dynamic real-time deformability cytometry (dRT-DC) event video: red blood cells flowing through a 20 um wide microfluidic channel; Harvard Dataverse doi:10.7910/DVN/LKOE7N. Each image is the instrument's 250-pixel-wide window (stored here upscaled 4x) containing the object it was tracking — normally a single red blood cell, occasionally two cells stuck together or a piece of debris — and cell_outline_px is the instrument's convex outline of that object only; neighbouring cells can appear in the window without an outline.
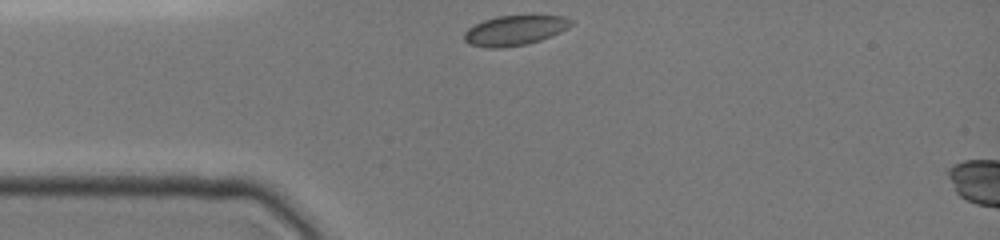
{"species": "common noctule bat (a hibernating species)", "species_latin": "Nyctalus noctula", "temperature_condition": "cold", "stored_images_in_passage": 5, "camera_frame_rate_fps": 3000, "um_per_image_px": 0.085, "animal": {"sex": "female", "body_mass_g": 19.0, "forearm_length_mm": 51.5}, "frame": {"image": 1, "passage_image": 1, "time_ms": 0.0, "image_size_px": [1000, 240], "cell_outline_px": [[572, 24], [568, 28], [560, 32], [540, 40], [524, 44], [500, 48], [488, 48], [468, 44], [464, 40], [464, 32], [468, 28], [484, 20], [496, 16], [564, 16], [572, 20]], "centroid_in_image_um": [43.72, 2.59], "position_along_channel_um": 41.3, "area_um2": 18.44}}